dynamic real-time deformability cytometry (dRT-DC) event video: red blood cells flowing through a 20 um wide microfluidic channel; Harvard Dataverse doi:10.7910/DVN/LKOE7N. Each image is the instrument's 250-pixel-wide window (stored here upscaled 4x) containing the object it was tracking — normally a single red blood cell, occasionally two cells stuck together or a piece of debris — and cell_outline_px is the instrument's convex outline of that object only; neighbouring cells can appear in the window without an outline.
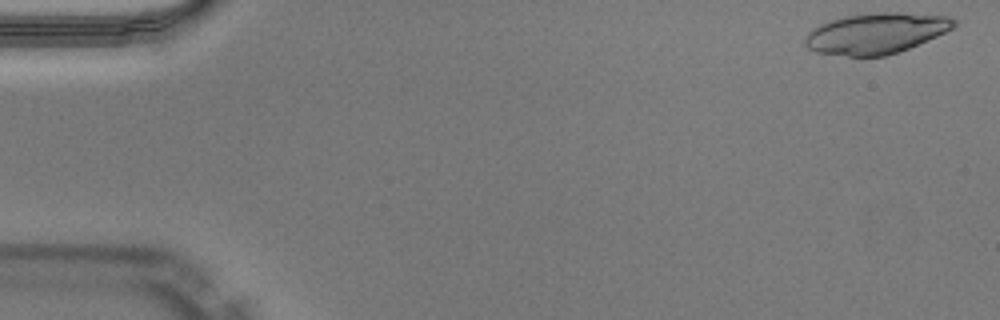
{"species": "Egyptian fruit bat (a non-hibernating species)", "species_latin": "Rousettus aegyptiacus", "temperature_condition": "warm", "stored_images_in_passage": 12, "camera_frame_rate_fps": 3000, "um_per_image_px": 0.085, "animal": {"sex": "male"}, "frame": {"image": 1, "passage_image": 1, "time_ms": 0.0, "image_size_px": [1000, 320], "cell_outline_px": [[956, 24], [952, 28], [928, 40], [908, 48], [884, 56], [848, 56], [816, 52], [808, 48], [804, 44], [804, 36], [808, 32], [832, 20], [844, 16], [880, 12], [900, 12], [948, 16], [956, 20]], "centroid_in_image_um": [74.46, 2.83], "position_along_channel_um": 10.5, "area_um2": 34.97}}